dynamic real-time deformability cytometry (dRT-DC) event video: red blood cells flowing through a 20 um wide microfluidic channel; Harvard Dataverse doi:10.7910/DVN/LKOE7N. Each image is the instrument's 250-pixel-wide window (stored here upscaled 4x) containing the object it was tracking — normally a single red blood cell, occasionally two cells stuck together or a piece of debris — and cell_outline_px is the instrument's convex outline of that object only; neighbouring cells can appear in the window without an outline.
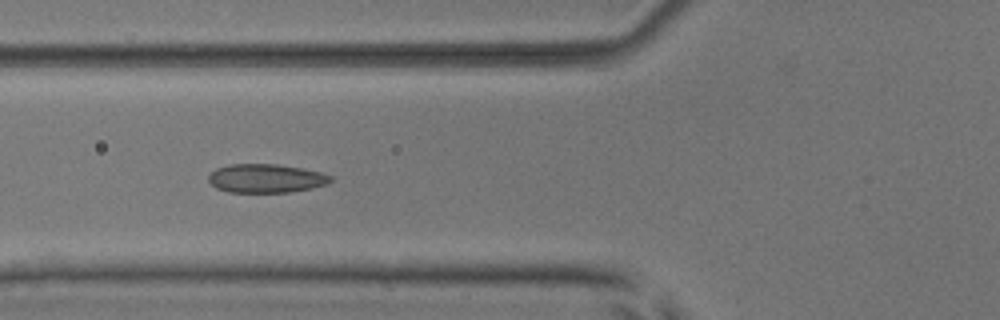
{"species": "common noctule bat (a hibernating species)", "species_latin": "Nyctalus noctula", "temperature_condition": "room temperature", "stored_images_in_passage": 8, "camera_frame_rate_fps": 3000, "um_per_image_px": 0.085, "animal": {"sex": "male", "body_mass_g": 17.9, "forearm_length_mm": 54.2}, "frame": {"image": 1, "passage_image": 6, "time_ms": 6.333, "image_size_px": [1000, 320], "cell_outline_px": [[332, 180], [328, 184], [312, 188], [288, 192], [228, 192], [216, 188], [208, 180], [208, 176], [216, 168], [228, 164], [276, 164], [300, 168], [320, 172], [332, 176]], "centroid_in_image_um": [22.6, 15.16], "position_along_channel_um": 103.2, "area_um2": 20.4}}
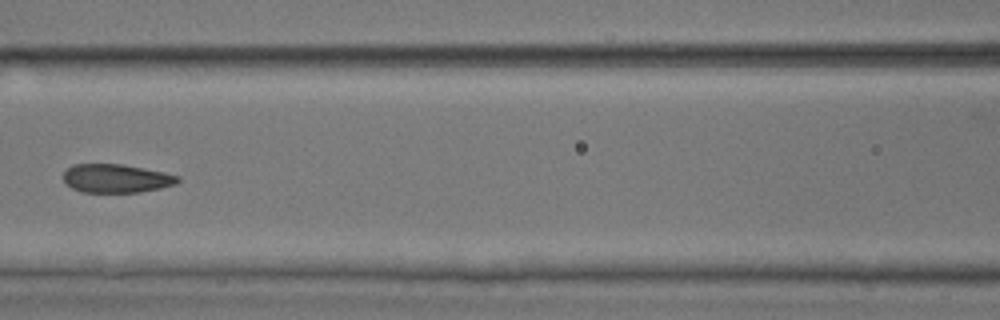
{"frame": {"image": 2, "passage_image": 7, "time_ms": 7.667, "image_size_px": [1000, 320], "cell_outline_px": [[180, 180], [176, 184], [160, 188], [140, 192], [80, 192], [64, 184], [64, 172], [72, 164], [124, 164], [164, 172], [180, 176]], "centroid_in_image_um": [9.87, 15.16], "position_along_channel_um": 156.7, "area_um2": 19.19}}